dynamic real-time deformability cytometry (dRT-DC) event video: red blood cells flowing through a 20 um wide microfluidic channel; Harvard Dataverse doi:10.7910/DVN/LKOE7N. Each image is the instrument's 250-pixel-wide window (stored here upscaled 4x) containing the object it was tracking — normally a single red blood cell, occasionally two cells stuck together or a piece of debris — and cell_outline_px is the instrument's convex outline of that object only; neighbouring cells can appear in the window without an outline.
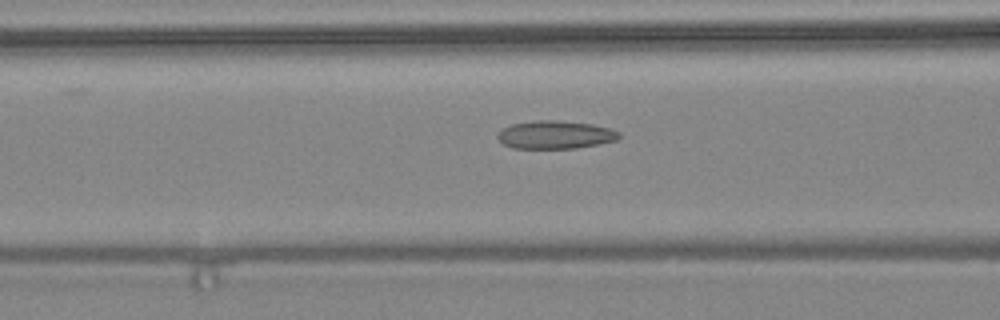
{"species": "common noctule bat (a hibernating species)", "species_latin": "Nyctalus noctula", "temperature_condition": "warm", "stored_images_in_passage": 47, "camera_frame_rate_fps": 3000, "um_per_image_px": 0.085, "animal": {"sex": "female", "body_mass_g": 24.6, "forearm_length_mm": 56.2}, "frame": {"image": 1, "passage_image": 20, "time_ms": 6.333, "image_size_px": [1000, 320], "cell_outline_px": [[620, 136], [616, 140], [576, 148], [512, 148], [504, 144], [496, 136], [504, 128], [512, 124], [536, 120], [556, 120], [592, 124], [608, 128], [620, 132]], "centroid_in_image_um": [47.19, 11.45], "position_along_channel_um": 119.4, "area_um2": 19.59}}
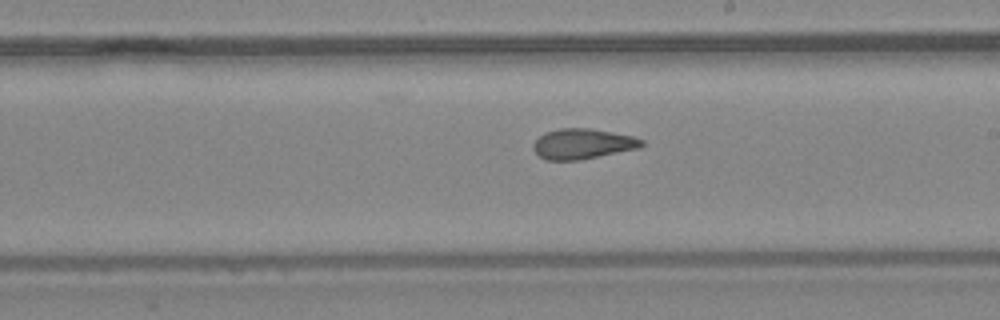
{"frame": {"image": 2, "passage_image": 28, "time_ms": 9.0, "image_size_px": [1000, 320], "cell_outline_px": [[644, 144], [640, 148], [580, 160], [544, 160], [532, 148], [532, 144], [544, 132], [560, 128], [588, 128], [632, 136], [644, 140]], "centroid_in_image_um": [49.51, 12.23], "position_along_channel_um": 239.5, "area_um2": 19.13}}
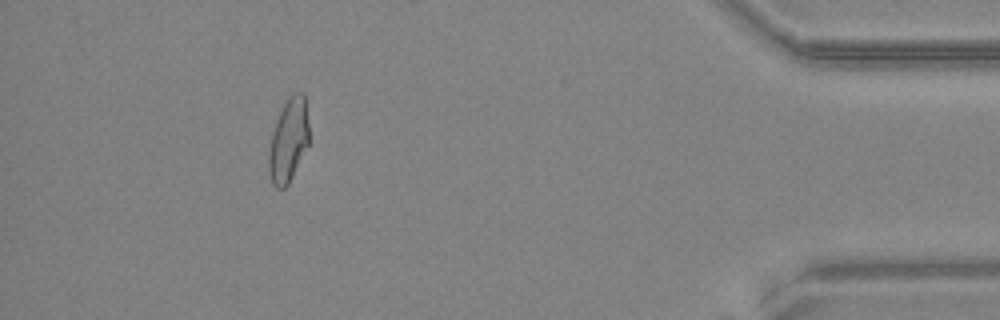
{"frame": {"image": 3, "passage_image": 43, "time_ms": 14.0, "image_size_px": [1000, 320], "cell_outline_px": [[308, 144], [288, 184], [284, 188], [276, 188], [272, 184], [268, 172], [268, 152], [272, 132], [276, 120], [288, 96], [296, 92], [304, 92], [308, 120]], "centroid_in_image_um": [24.5, 11.92], "position_along_channel_um": 410.7, "area_um2": 19.54}, "authors_computed_cell_mechanics": {"area_um2": 20.2878, "velocity_mm_per_s": 4.4967, "shape_relaxation_time_tau1_ms": null, "shape_relaxation_time_tau2_ms": 1.7185, "deformation_change_tau1": null, "deformation_change_tau2": 0.0831}}